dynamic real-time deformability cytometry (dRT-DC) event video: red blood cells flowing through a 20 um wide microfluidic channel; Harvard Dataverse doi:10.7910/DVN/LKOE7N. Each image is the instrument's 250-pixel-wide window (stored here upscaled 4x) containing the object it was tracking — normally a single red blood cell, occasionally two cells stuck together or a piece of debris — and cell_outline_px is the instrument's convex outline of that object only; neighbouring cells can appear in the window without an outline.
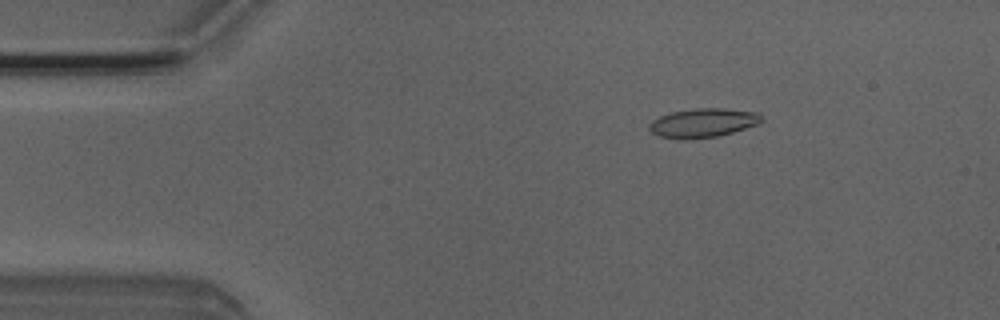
{"species": "Egyptian fruit bat (a non-hibernating species)", "species_latin": "Rousettus aegyptiacus", "temperature_condition": "room temperature", "stored_images_in_passage": 4, "camera_frame_rate_fps": 3000, "um_per_image_px": 0.085, "animal": {"sex": "male"}, "frame": {"image": 1, "passage_image": 2, "time_ms": 0.333, "image_size_px": [1000, 320], "cell_outline_px": [[764, 120], [760, 124], [732, 132], [716, 136], [684, 140], [680, 140], [660, 136], [652, 132], [648, 128], [648, 124], [652, 120], [660, 116], [672, 112], [696, 108], [724, 108], [760, 112]], "centroid_in_image_um": [59.79, 10.44], "position_along_channel_um": 25.2, "area_um2": 19.19}}